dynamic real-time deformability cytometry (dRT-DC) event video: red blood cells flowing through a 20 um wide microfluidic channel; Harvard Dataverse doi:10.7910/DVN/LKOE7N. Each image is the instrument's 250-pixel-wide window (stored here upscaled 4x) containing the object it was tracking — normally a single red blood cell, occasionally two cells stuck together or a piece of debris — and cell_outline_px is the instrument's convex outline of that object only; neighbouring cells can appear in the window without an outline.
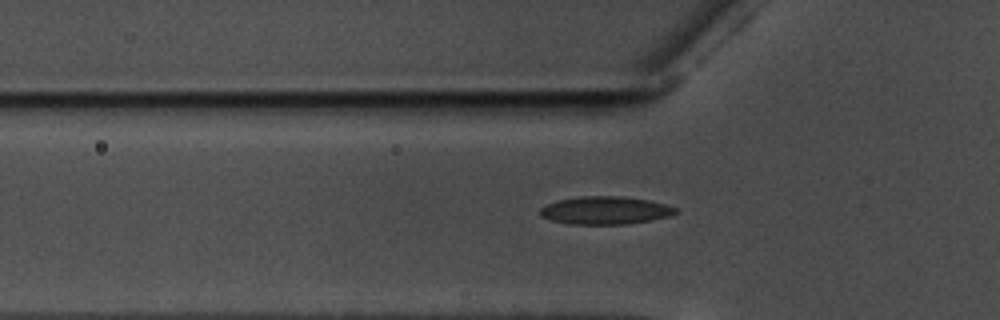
{"species": "common noctule bat (a hibernating species)", "species_latin": "Nyctalus noctula", "temperature_condition": "warm", "stored_images_in_passage": 45, "camera_frame_rate_fps": 3000, "um_per_image_px": 0.085, "animal": {"sex": "male", "body_mass_g": 17.5, "forearm_length_mm": 52.3}, "frame": {"image": 1, "passage_image": 6, "time_ms": 1.667, "image_size_px": [1000, 320], "cell_outline_px": [[680, 212], [668, 216], [652, 220], [628, 224], [568, 224], [552, 220], [540, 216], [540, 208], [544, 204], [556, 200], [580, 196], [624, 196], [648, 200], [668, 204], [680, 208]], "centroid_in_image_um": [51.48, 17.87], "position_along_channel_um": 74.3, "area_um2": 22.43}}
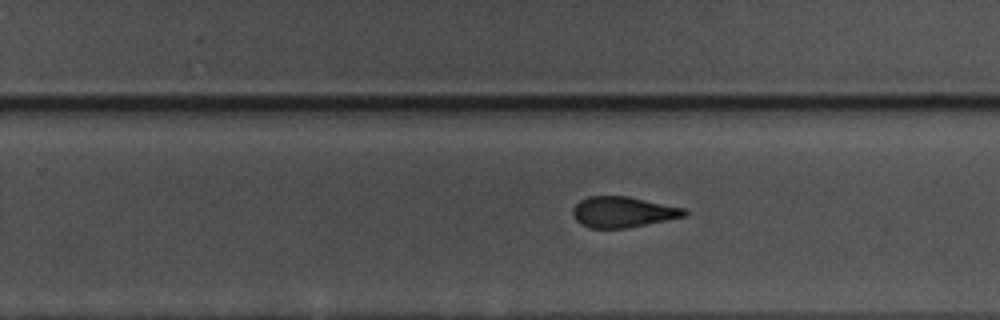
{"frame": {"image": 2, "passage_image": 23, "time_ms": 7.333, "image_size_px": [1000, 320], "cell_outline_px": [[688, 212], [684, 216], [628, 228], [588, 228], [580, 224], [576, 220], [572, 212], [572, 208], [580, 200], [588, 196], [628, 196], [684, 208]], "centroid_in_image_um": [52.9, 18.02], "position_along_channel_um": 276.9, "area_um2": 19.94}}
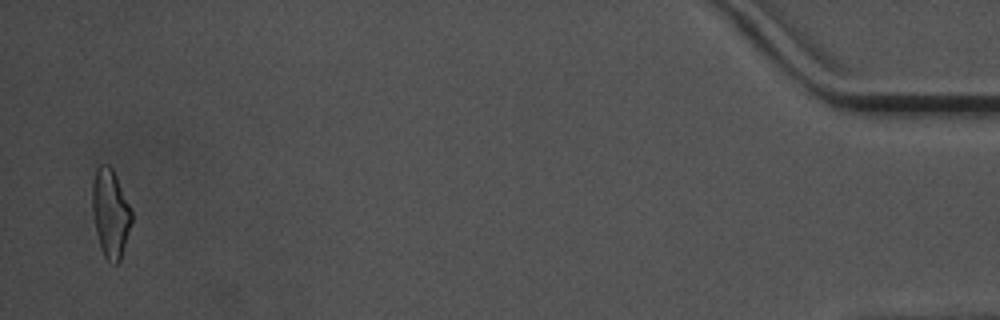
{"frame": {"image": 3, "passage_image": 43, "time_ms": 14.0, "image_size_px": [1000, 320], "cell_outline_px": [[132, 220], [120, 260], [116, 264], [108, 260], [104, 256], [100, 248], [96, 232], [92, 212], [92, 180], [96, 168], [100, 164], [108, 164], [112, 168], [116, 176], [132, 212]], "centroid_in_image_um": [9.36, 18.1], "position_along_channel_um": 425.8, "area_um2": 20.11}, "authors_computed_cell_mechanics": {"area_um2": 20.6924, "velocity_mm_per_s": 3.575, "shape_relaxation_time_tau1_ms": 9.101, "shape_relaxation_time_tau2_ms": 2.3936, "deformation_change_tau1": 0.2074, "deformation_change_tau2": 0.1017}}